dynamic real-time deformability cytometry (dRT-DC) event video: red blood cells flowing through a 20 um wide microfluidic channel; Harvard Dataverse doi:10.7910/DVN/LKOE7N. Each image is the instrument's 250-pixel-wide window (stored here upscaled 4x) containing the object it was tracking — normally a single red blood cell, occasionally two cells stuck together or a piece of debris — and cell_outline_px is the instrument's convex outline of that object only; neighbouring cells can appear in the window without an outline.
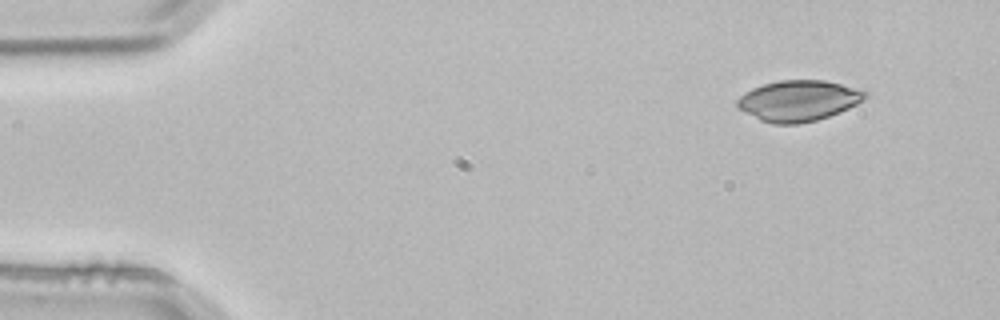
{"species": "common noctule bat (a hibernating species)", "species_latin": "Nyctalus noctula", "temperature_condition": "room temperature", "stored_images_in_passage": 3, "camera_frame_rate_fps": 3000, "um_per_image_px": 0.085, "animal": {"sex": "male", "body_mass_g": 21.5, "forearm_length_mm": 52.0}, "frame": {"image": 1, "passage_image": 1, "time_ms": 0.0, "image_size_px": [1000, 320], "cell_outline_px": [[868, 96], [864, 100], [840, 112], [816, 120], [800, 124], [772, 124], [760, 120], [740, 108], [736, 104], [736, 100], [744, 92], [752, 88], [764, 84], [780, 80], [824, 80], [856, 88], [868, 92]], "centroid_in_image_um": [67.88, 8.56], "position_along_channel_um": 17.1, "area_um2": 30.29}}
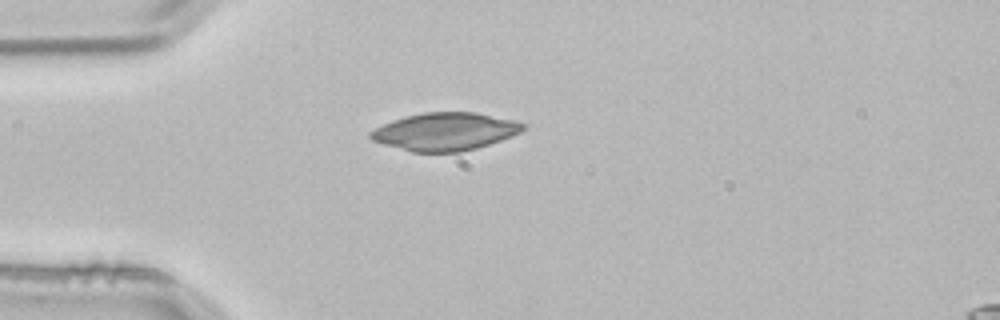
{"frame": {"image": 2, "passage_image": 3, "time_ms": 0.667, "image_size_px": [1000, 320], "cell_outline_px": [[524, 128], [520, 132], [500, 140], [476, 148], [460, 152], [412, 152], [384, 144], [372, 140], [368, 136], [368, 132], [392, 120], [404, 116], [424, 112], [476, 112], [516, 120], [524, 124]], "centroid_in_image_um": [37.81, 11.17], "position_along_channel_um": 47.2, "area_um2": 33.47}}